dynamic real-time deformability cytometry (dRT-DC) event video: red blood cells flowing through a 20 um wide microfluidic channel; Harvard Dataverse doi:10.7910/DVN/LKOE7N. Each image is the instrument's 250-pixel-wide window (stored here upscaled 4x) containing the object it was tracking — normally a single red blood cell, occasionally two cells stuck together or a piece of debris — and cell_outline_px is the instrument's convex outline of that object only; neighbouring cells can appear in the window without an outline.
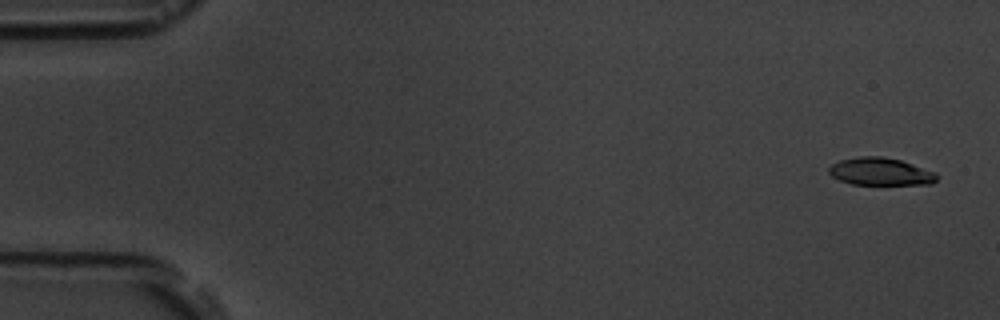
{"species": "common noctule bat (a hibernating species)", "species_latin": "Nyctalus noctula", "temperature_condition": "room temperature", "stored_images_in_passage": 5, "camera_frame_rate_fps": 3000, "um_per_image_px": 0.085, "animal": {"sex": "male", "body_mass_g": 19.5, "forearm_length_mm": 54.6}, "frame": {"image": 1, "passage_image": 1, "time_ms": 0.0, "image_size_px": [1000, 320], "cell_outline_px": [[936, 180], [932, 184], [852, 184], [840, 180], [832, 176], [828, 172], [828, 168], [832, 164], [840, 160], [860, 156], [880, 156], [900, 160], [936, 172]], "centroid_in_image_um": [74.82, 14.58], "position_along_channel_um": 10.2, "area_um2": 17.17}}
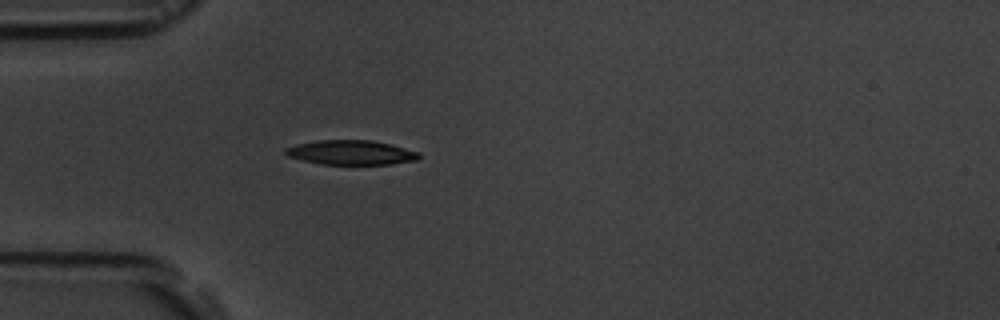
{"frame": {"image": 2, "passage_image": 5, "time_ms": 4.667, "image_size_px": [1000, 320], "cell_outline_px": [[420, 156], [416, 160], [392, 164], [320, 164], [288, 156], [284, 152], [284, 148], [296, 144], [316, 140], [372, 140], [392, 144], [420, 152]], "centroid_in_image_um": [29.85, 12.95], "position_along_channel_um": 55.2, "area_um2": 19.13}}